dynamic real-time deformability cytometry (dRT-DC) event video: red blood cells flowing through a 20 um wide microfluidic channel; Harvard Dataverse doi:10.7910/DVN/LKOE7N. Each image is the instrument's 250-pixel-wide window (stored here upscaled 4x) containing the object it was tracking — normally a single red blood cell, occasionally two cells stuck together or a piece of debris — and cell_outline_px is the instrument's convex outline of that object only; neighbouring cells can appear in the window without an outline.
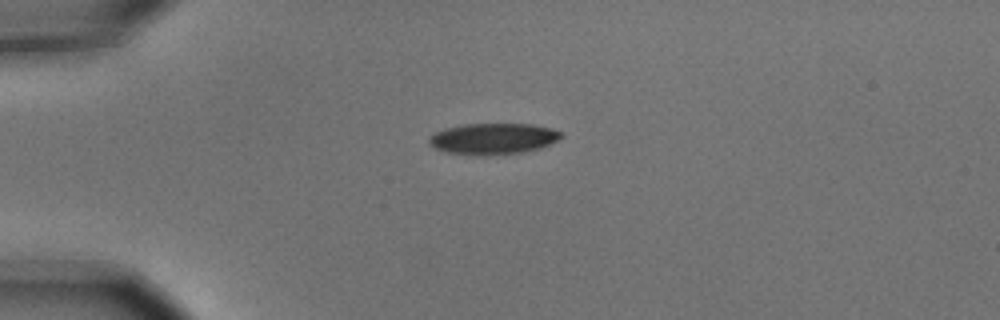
{"species": "common noctule bat (a hibernating species)", "species_latin": "Nyctalus noctula", "temperature_condition": "cold", "stored_images_in_passage": 3, "camera_frame_rate_fps": 3000, "um_per_image_px": 0.085, "animal": {"sex": "male", "body_mass_g": 15.6}, "frame": {"image": 1, "passage_image": 1, "time_ms": 0.0, "image_size_px": [1000, 320], "cell_outline_px": [[564, 136], [540, 148], [520, 152], [480, 156], [444, 152], [428, 144], [428, 136], [444, 128], [464, 124], [532, 124], [552, 128], [564, 132]], "centroid_in_image_um": [41.89, 11.78], "position_along_channel_um": 43.1, "area_um2": 24.1}}
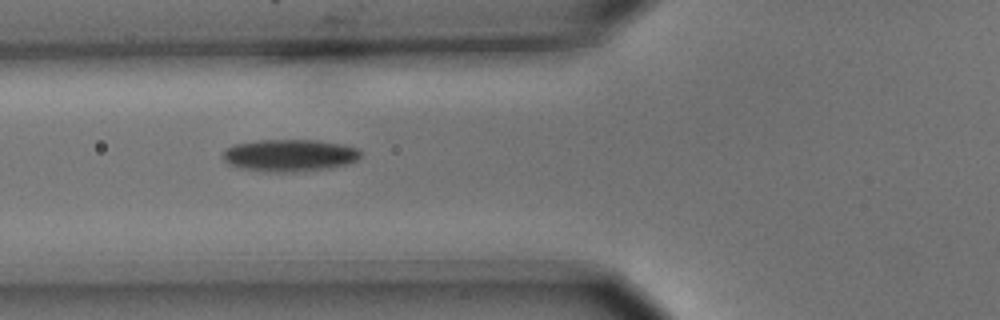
{"frame": {"image": 2, "passage_image": 3, "time_ms": 0.667, "image_size_px": [1000, 320], "cell_outline_px": [[360, 156], [356, 160], [348, 164], [328, 168], [292, 172], [272, 172], [240, 168], [228, 164], [224, 160], [224, 148], [232, 144], [256, 140], [320, 140], [348, 144], [360, 148]], "centroid_in_image_um": [24.63, 13.18], "position_along_channel_um": 101.2, "area_um2": 26.18}}